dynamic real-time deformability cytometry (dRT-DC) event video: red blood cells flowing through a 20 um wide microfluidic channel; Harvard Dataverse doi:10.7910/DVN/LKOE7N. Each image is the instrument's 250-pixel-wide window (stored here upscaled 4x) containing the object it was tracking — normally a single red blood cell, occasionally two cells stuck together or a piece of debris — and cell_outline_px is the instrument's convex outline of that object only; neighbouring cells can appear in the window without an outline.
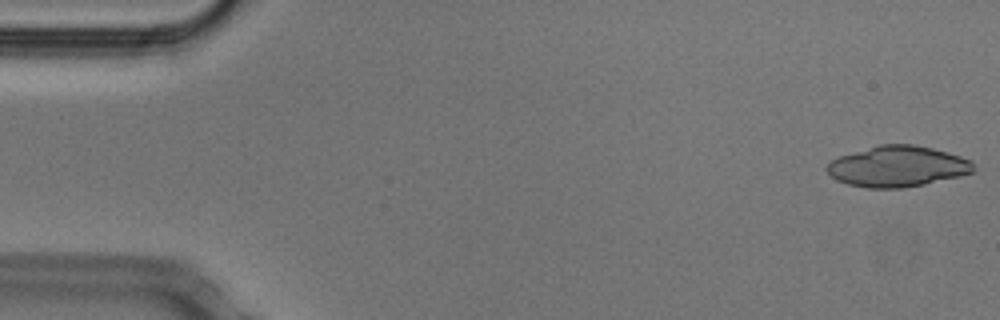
{"species": "Egyptian fruit bat (a non-hibernating species)", "species_latin": "Rousettus aegyptiacus", "temperature_condition": "cold", "stored_images_in_passage": 51, "segment_of_instrument_passage": [1, 2], "camera_frame_rate_fps": 3000, "um_per_image_px": 0.085, "animal": {"sex": "male"}, "frame": {"image": 1, "passage_image": 1, "time_ms": 0.0, "image_size_px": [1000, 320], "cell_outline_px": [[976, 168], [972, 172], [960, 176], [924, 184], [904, 188], [868, 188], [848, 184], [836, 180], [824, 168], [832, 160], [840, 156], [880, 144], [912, 144], [932, 148], [948, 152], [972, 160]], "centroid_in_image_um": [76.31, 14.15], "position_along_channel_um": 8.7, "area_um2": 34.85}}